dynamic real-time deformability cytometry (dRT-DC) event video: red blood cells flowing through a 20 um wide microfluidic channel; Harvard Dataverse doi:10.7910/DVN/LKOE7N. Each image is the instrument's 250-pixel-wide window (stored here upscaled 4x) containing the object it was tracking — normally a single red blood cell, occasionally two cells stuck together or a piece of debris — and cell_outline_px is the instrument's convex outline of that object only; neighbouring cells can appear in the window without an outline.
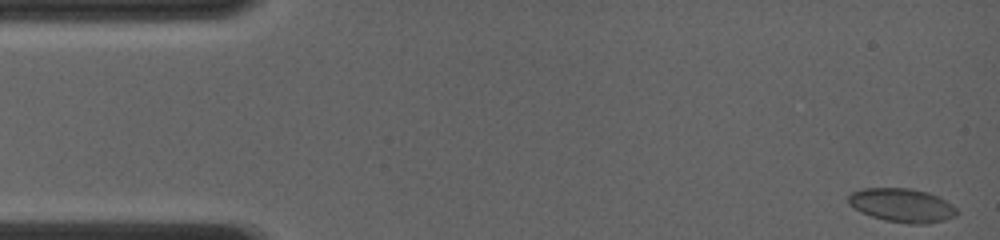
{"species": "common noctule bat (a hibernating species)", "species_latin": "Nyctalus noctula", "temperature_condition": "room temperature", "stored_images_in_passage": 62, "camera_frame_rate_fps": 4000, "um_per_image_px": 0.085, "animal": {"sex": "female", "body_mass_g": 19.0, "forearm_length_mm": 56.7}, "frame": {"image": 1, "passage_image": 1, "time_ms": 0.0, "image_size_px": [1000, 240], "cell_outline_px": [[960, 212], [956, 216], [944, 220], [928, 224], [908, 224], [884, 220], [860, 212], [848, 204], [848, 196], [852, 192], [864, 188], [912, 188], [928, 192], [952, 204]], "centroid_in_image_um": [76.68, 17.46], "position_along_channel_um": 8.3, "area_um2": 21.5}}
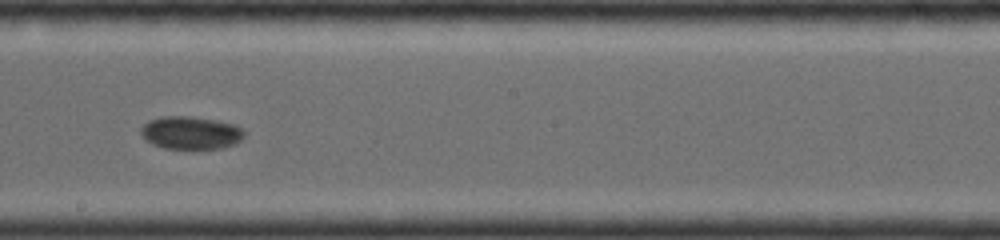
{"frame": {"image": 2, "passage_image": 35, "time_ms": 8.5, "image_size_px": [1000, 240], "cell_outline_px": [[244, 136], [236, 144], [224, 148], [164, 148], [152, 144], [144, 140], [140, 132], [140, 128], [148, 120], [164, 116], [192, 116], [216, 120], [236, 124], [244, 132]], "centroid_in_image_um": [16.2, 11.28], "position_along_channel_um": 232.0, "area_um2": 19.94}}
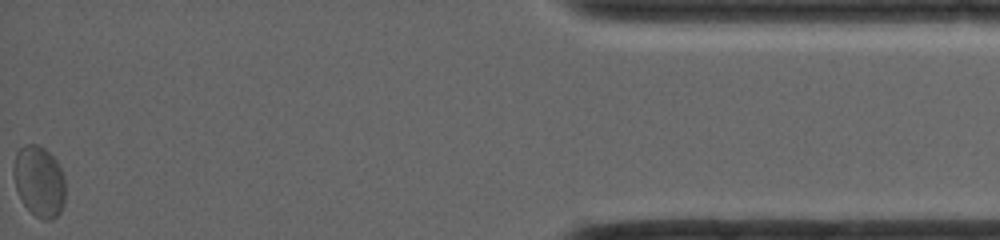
{"frame": {"image": 3, "passage_image": 62, "time_ms": 15.25, "image_size_px": [1000, 240], "cell_outline_px": [[64, 204], [60, 212], [52, 220], [44, 220], [36, 216], [24, 204], [16, 188], [12, 172], [12, 168], [16, 152], [24, 144], [36, 144], [44, 148], [56, 160], [64, 176]], "centroid_in_image_um": [3.31, 15.4], "position_along_channel_um": 431.9, "area_um2": 21.39}, "authors_computed_cell_mechanics": {"area_um2": 19.8543, "velocity_mm_per_s": 4.0524, "shape_relaxation_time_tau1_ms": 5.9481, "shape_relaxation_time_tau2_ms": null, "deformation_change_tau1": 0.1001, "deformation_change_tau2": null}}